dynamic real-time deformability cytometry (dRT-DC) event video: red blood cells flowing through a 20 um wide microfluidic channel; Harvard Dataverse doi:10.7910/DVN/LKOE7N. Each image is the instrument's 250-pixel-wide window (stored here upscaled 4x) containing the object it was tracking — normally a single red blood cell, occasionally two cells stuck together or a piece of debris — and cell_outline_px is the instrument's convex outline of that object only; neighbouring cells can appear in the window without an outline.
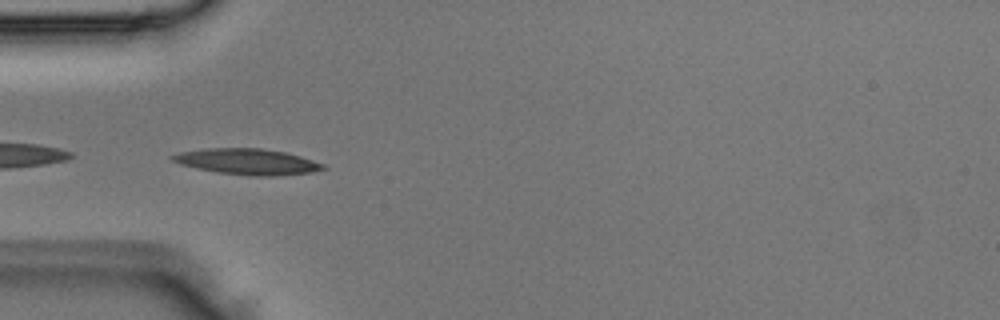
{"species": "Egyptian fruit bat (a non-hibernating species)", "species_latin": "Rousettus aegyptiacus", "temperature_condition": "room temperature", "stored_images_in_passage": 5, "camera_frame_rate_fps": 3000, "um_per_image_px": 0.085, "animal": {"sex": "male"}, "frame": {"image": 1, "passage_image": 4, "time_ms": 1.0, "image_size_px": [1000, 320], "cell_outline_px": [[328, 168], [308, 172], [272, 176], [256, 176], [220, 172], [196, 168], [180, 164], [172, 160], [168, 156], [180, 152], [204, 148], [260, 148], [284, 152], [300, 156], [324, 164]], "centroid_in_image_um": [20.99, 13.73], "position_along_channel_um": 64.0, "area_um2": 22.43}}
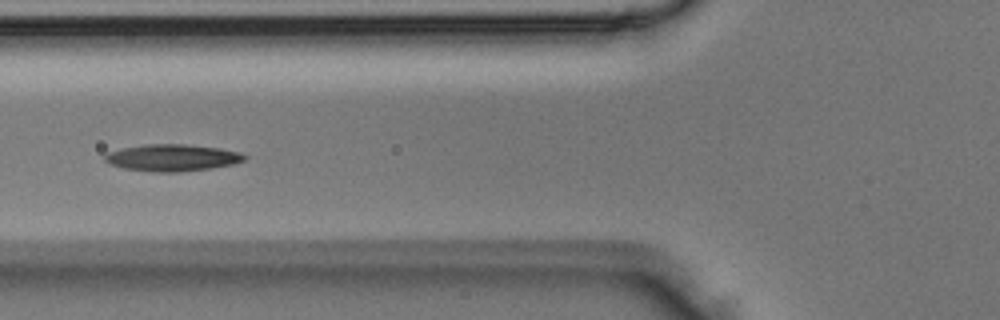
{"frame": {"image": 2, "passage_image": 5, "time_ms": 1.333, "image_size_px": [1000, 320], "cell_outline_px": [[248, 156], [244, 160], [232, 164], [212, 168], [180, 172], [152, 172], [124, 168], [112, 164], [104, 160], [104, 156], [108, 152], [124, 148], [144, 144], [184, 144], [220, 148], [240, 152]], "centroid_in_image_um": [14.66, 13.4], "position_along_channel_um": 111.1, "area_um2": 21.79}}